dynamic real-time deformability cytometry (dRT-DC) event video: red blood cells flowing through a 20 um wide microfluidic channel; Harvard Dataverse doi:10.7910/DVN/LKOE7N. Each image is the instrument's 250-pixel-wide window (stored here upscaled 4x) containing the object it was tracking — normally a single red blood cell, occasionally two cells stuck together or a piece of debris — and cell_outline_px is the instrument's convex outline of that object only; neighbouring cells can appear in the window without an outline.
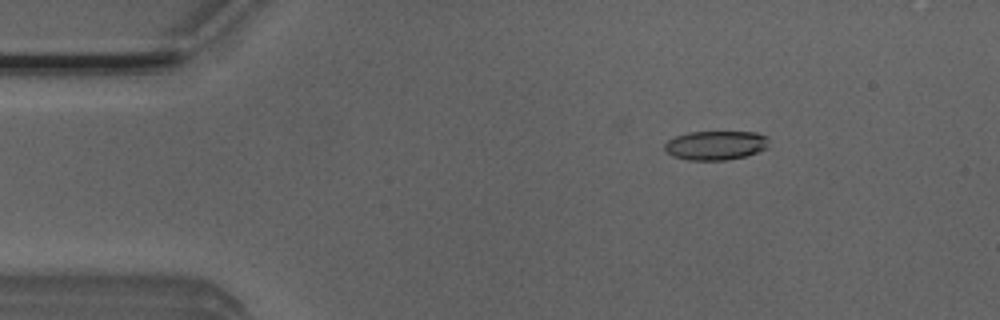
{"species": "Egyptian fruit bat (a non-hibernating species)", "species_latin": "Rousettus aegyptiacus", "temperature_condition": "room temperature", "stored_images_in_passage": 51, "camera_frame_rate_fps": 3000, "um_per_image_px": 0.085, "animal": {"sex": "male"}, "frame": {"image": 1, "passage_image": 7, "time_ms": 2.0, "image_size_px": [1000, 320], "cell_outline_px": [[768, 148], [744, 156], [728, 160], [688, 160], [672, 156], [664, 148], [664, 144], [668, 140], [676, 136], [688, 132], [756, 132], [768, 136]], "centroid_in_image_um": [60.84, 12.35], "position_along_channel_um": 24.2, "area_um2": 17.74}}
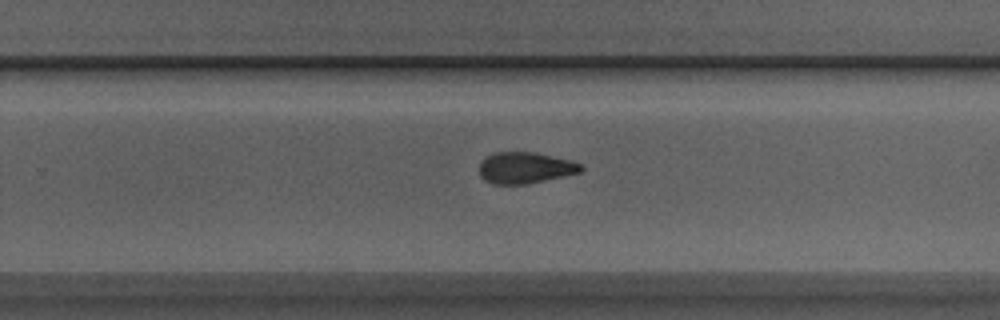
{"frame": {"image": 2, "passage_image": 32, "time_ms": 10.333, "image_size_px": [1000, 320], "cell_outline_px": [[584, 168], [580, 172], [564, 176], [524, 184], [492, 184], [484, 180], [480, 176], [480, 160], [484, 156], [496, 152], [536, 152], [572, 160], [580, 164]], "centroid_in_image_um": [44.61, 14.25], "position_along_channel_um": 285.2, "area_um2": 18.67}}
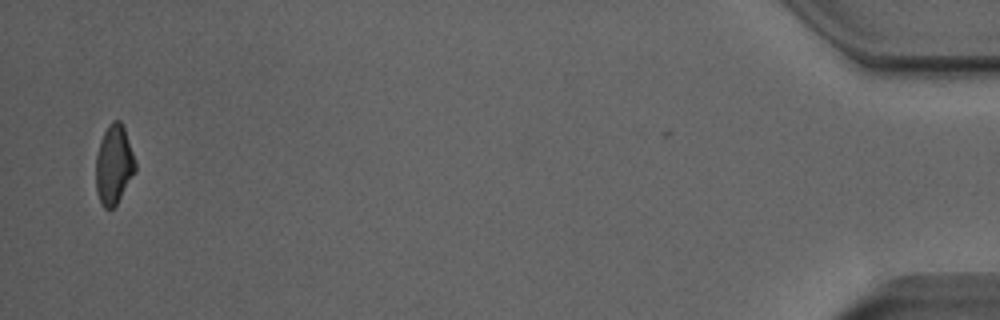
{"frame": {"image": 3, "passage_image": 50, "time_ms": 16.333, "image_size_px": [1000, 320], "cell_outline_px": [[136, 168], [116, 204], [112, 208], [104, 208], [100, 200], [96, 188], [96, 156], [100, 140], [108, 124], [112, 120], [120, 120], [124, 128], [136, 164]], "centroid_in_image_um": [9.66, 13.95], "position_along_channel_um": 425.5, "area_um2": 17.74}, "authors_computed_cell_mechanics": {"area_um2": 18.9006, "velocity_mm_per_s": 3.9327, "shape_relaxation_time_tau1_ms": 4.1247, "shape_relaxation_time_tau2_ms": 3.5552, "deformation_change_tau1": 0.1621, "deformation_change_tau2": 0.1082}}